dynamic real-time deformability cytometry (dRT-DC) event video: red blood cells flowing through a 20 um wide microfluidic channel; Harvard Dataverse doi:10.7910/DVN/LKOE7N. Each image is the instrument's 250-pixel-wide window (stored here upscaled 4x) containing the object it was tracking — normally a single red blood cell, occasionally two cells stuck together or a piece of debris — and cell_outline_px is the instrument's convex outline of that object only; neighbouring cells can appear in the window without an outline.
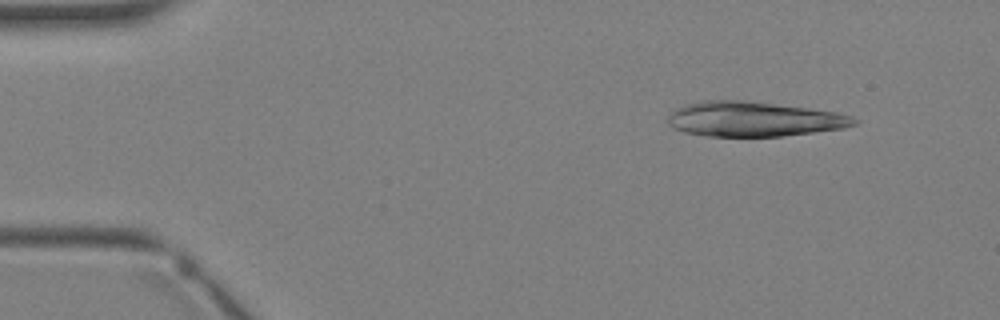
{"species": "Egyptian fruit bat (a non-hibernating species)", "species_latin": "Rousettus aegyptiacus", "temperature_condition": "warm", "stored_images_in_passage": 3, "camera_frame_rate_fps": 3000, "um_per_image_px": 0.085, "animal": {"sex": "female"}, "frame": {"image": 1, "passage_image": 1, "time_ms": 0.0, "image_size_px": [1000, 320], "cell_outline_px": [[860, 120], [856, 124], [844, 128], [784, 136], [708, 136], [684, 132], [672, 128], [668, 124], [668, 116], [676, 108], [684, 104], [704, 100], [744, 100], [808, 108], [836, 112], [852, 116]], "centroid_in_image_um": [64.06, 10.12], "position_along_channel_um": 20.9, "area_um2": 37.92}}